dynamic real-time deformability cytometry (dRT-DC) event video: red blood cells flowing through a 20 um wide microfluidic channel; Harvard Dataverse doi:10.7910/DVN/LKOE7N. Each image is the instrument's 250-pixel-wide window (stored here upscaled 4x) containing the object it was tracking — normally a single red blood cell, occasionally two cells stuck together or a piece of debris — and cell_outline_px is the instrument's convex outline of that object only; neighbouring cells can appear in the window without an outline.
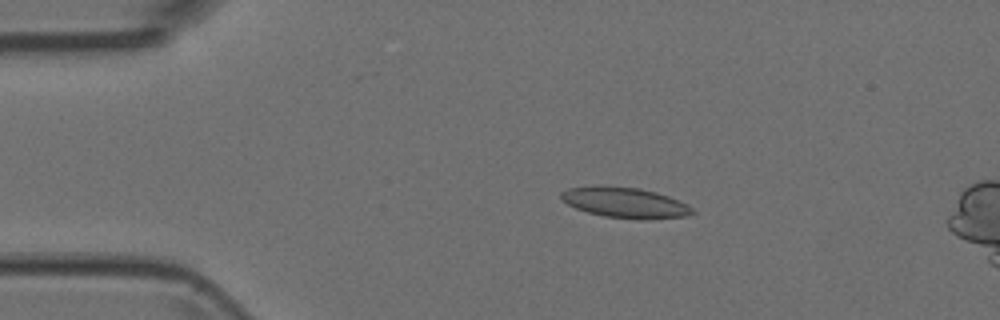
{"species": "Egyptian fruit bat (a non-hibernating species)", "species_latin": "Rousettus aegyptiacus", "temperature_condition": "room temperature", "stored_images_in_passage": 7, "camera_frame_rate_fps": 3000, "um_per_image_px": 0.085, "animal": {"sex": "female"}, "frame": {"image": 1, "passage_image": 3, "time_ms": 0.667, "image_size_px": [1000, 320], "cell_outline_px": [[696, 212], [688, 216], [604, 216], [588, 212], [576, 208], [568, 204], [560, 196], [560, 192], [568, 188], [596, 184], [640, 188], [656, 192], [668, 196], [688, 204]], "centroid_in_image_um": [53.04, 17.14], "position_along_channel_um": 32.0, "area_um2": 22.43}}
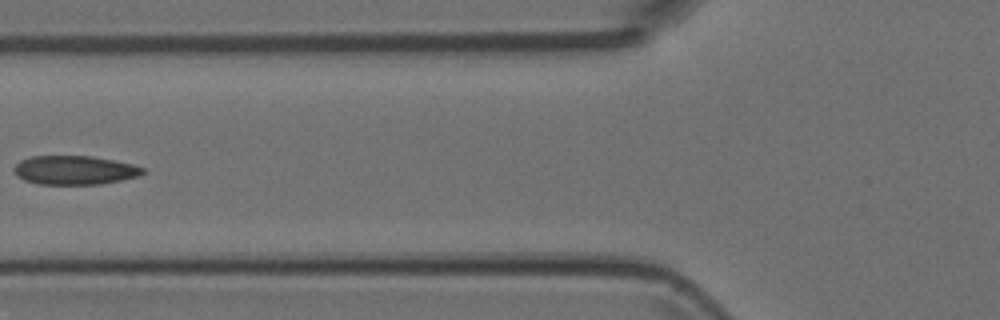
{"frame": {"image": 2, "passage_image": 6, "time_ms": 1.667, "image_size_px": [1000, 320], "cell_outline_px": [[144, 172], [140, 176], [100, 184], [40, 184], [24, 180], [16, 176], [12, 168], [20, 160], [32, 156], [92, 156], [132, 164], [144, 168]], "centroid_in_image_um": [6.31, 14.46], "position_along_channel_um": 119.5, "area_um2": 21.68}}
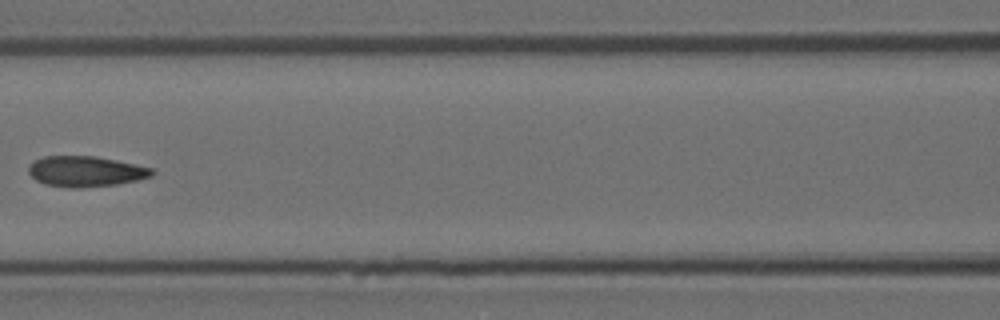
{"frame": {"image": 3, "passage_image": 7, "time_ms": 2.0, "image_size_px": [1000, 320], "cell_outline_px": [[156, 172], [152, 176], [136, 180], [116, 184], [80, 188], [72, 188], [44, 184], [36, 180], [28, 172], [28, 164], [32, 160], [44, 156], [96, 156], [136, 164], [152, 168]], "centroid_in_image_um": [7.25, 14.56], "position_along_channel_um": 159.3, "area_um2": 22.14}}